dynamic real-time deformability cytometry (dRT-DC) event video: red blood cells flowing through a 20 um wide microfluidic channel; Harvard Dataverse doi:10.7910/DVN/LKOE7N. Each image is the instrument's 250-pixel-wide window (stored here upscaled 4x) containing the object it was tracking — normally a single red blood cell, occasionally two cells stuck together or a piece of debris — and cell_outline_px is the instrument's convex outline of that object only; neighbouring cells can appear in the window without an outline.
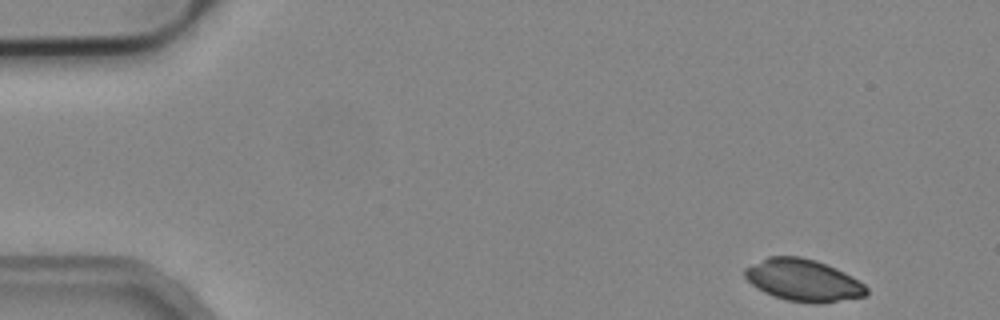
{"species": "common noctule bat (a hibernating species)", "species_latin": "Nyctalus noctula", "temperature_condition": "cold", "stored_images_in_passage": 51, "camera_frame_rate_fps": 3000, "um_per_image_px": 0.085, "animal": {"sex": "male", "body_mass_g": 19.2, "forearm_length_mm": 51.8}, "frame": {"image": 1, "passage_image": 1, "time_ms": 0.0, "image_size_px": [1000, 320], "cell_outline_px": [[868, 292], [864, 296], [820, 304], [816, 304], [788, 300], [772, 296], [756, 288], [744, 276], [744, 268], [768, 256], [800, 256], [816, 260], [836, 268], [852, 276], [864, 284], [868, 288]], "centroid_in_image_um": [68.27, 23.82], "position_along_channel_um": 16.7, "area_um2": 29.82}}
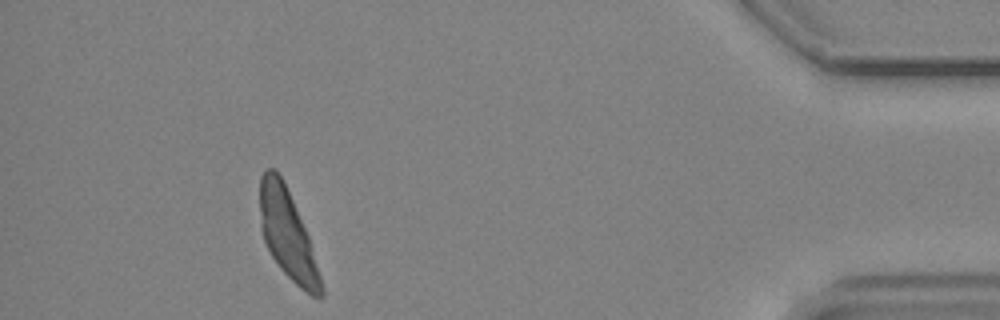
{"frame": {"image": 2, "passage_image": 46, "time_ms": 15.0, "image_size_px": [1000, 320], "cell_outline_px": [[324, 296], [312, 296], [304, 292], [280, 268], [272, 256], [264, 240], [260, 228], [260, 176], [268, 168], [276, 168], [292, 200], [308, 236], [324, 288]], "centroid_in_image_um": [24.42, 19.95], "position_along_channel_um": 410.8, "area_um2": 31.04}}